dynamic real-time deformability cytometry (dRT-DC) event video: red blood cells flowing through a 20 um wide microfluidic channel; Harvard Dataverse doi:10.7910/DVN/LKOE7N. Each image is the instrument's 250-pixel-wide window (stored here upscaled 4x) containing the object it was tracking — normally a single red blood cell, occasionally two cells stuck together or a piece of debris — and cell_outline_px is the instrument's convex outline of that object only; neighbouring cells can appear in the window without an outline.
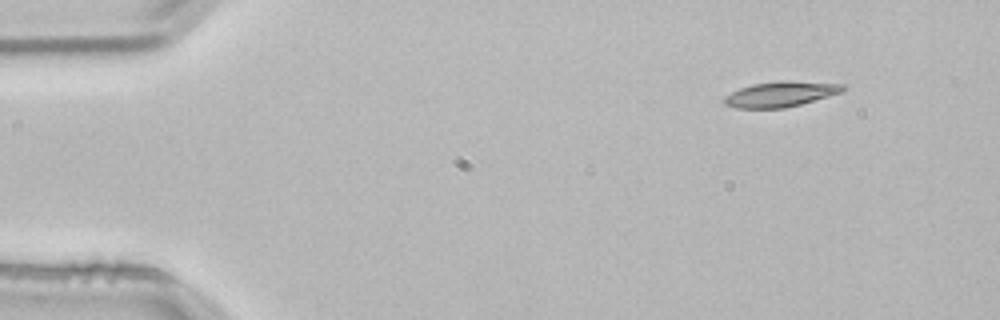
{"species": "common noctule bat (a hibernating species)", "species_latin": "Nyctalus noctula", "temperature_condition": "room temperature", "stored_images_in_passage": 4, "camera_frame_rate_fps": 3000, "um_per_image_px": 0.085, "animal": {"sex": "male", "body_mass_g": 21.5, "forearm_length_mm": 52.0}, "frame": {"image": 1, "passage_image": 4, "time_ms": 1.0, "image_size_px": [1000, 320], "cell_outline_px": [[848, 88], [840, 92], [828, 96], [800, 104], [784, 108], [736, 108], [724, 104], [724, 96], [740, 88], [752, 84], [780, 80], [788, 80], [844, 84]], "centroid_in_image_um": [66.35, 7.99], "position_along_channel_um": 18.7, "area_um2": 17.51}}